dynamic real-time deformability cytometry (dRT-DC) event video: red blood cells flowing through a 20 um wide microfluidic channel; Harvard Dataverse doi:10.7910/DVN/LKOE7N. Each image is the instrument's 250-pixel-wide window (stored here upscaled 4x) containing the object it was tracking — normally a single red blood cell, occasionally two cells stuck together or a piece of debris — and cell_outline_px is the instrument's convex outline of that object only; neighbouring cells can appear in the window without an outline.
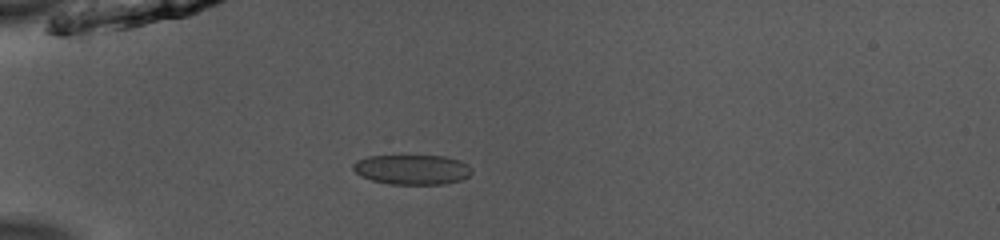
{"species": "common noctule bat (a hibernating species)", "species_latin": "Nyctalus noctula", "temperature_condition": "room temperature", "stored_images_in_passage": 37, "camera_frame_rate_fps": 3000, "um_per_image_px": 0.085, "animal": {"sex": "male", "body_mass_g": 13.0, "forearm_length_mm": 53.1}, "frame": {"image": 1, "passage_image": 1, "time_ms": 0.0, "image_size_px": [1000, 240], "cell_outline_px": [[472, 172], [468, 176], [460, 180], [444, 184], [388, 184], [372, 180], [360, 176], [352, 168], [352, 164], [356, 160], [368, 156], [444, 156], [460, 160], [468, 164], [472, 168]], "centroid_in_image_um": [35.02, 14.41], "position_along_channel_um": 50.0, "area_um2": 20.75}}
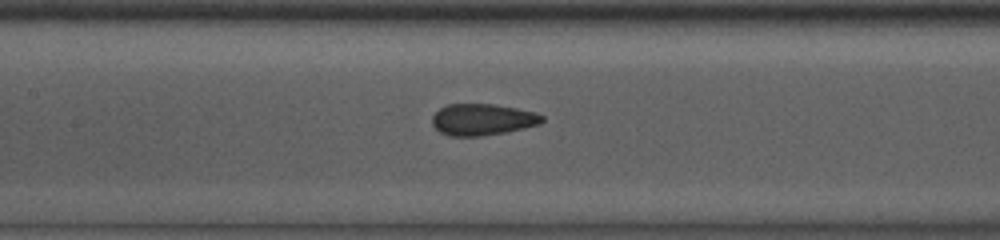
{"frame": {"image": 2, "passage_image": 11, "time_ms": 3.333, "image_size_px": [1000, 240], "cell_outline_px": [[544, 120], [540, 124], [524, 128], [504, 132], [480, 136], [448, 136], [440, 132], [432, 124], [432, 116], [440, 108], [448, 104], [492, 104], [516, 108], [536, 112], [544, 116]], "centroid_in_image_um": [41.01, 10.16], "position_along_channel_um": 166.4, "area_um2": 20.17}}
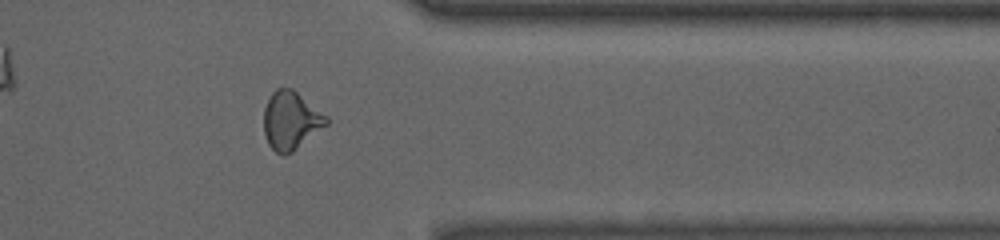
{"frame": {"image": 3, "passage_image": 28, "time_ms": 9.0, "image_size_px": [1000, 240], "cell_outline_px": [[328, 124], [292, 152], [284, 156], [276, 152], [268, 144], [264, 132], [264, 108], [272, 92], [276, 88], [292, 88], [328, 116]], "centroid_in_image_um": [24.72, 10.24], "position_along_channel_um": 386.7, "area_um2": 21.15}, "authors_computed_cell_mechanics": {"area_um2": 20.3456, "velocity_mm_per_s": 3.9829, "shape_relaxation_time_tau1_ms": null, "shape_relaxation_time_tau2_ms": 1.027, "deformation_change_tau1": null, "deformation_change_tau2": 0.0675}}